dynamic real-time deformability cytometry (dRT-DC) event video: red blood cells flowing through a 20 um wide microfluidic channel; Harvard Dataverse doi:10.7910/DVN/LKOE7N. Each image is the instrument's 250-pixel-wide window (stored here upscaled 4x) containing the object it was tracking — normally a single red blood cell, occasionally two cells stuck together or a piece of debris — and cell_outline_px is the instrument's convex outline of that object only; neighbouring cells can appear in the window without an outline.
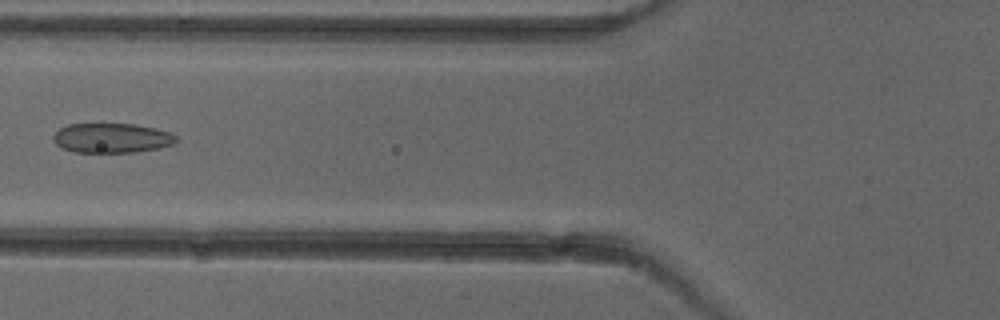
{"species": "common noctule bat (a hibernating species)", "species_latin": "Nyctalus noctula", "temperature_condition": "cold", "stored_images_in_passage": 6, "camera_frame_rate_fps": 3000, "um_per_image_px": 0.085, "animal": {"sex": "female"}, "frame": {"image": 1, "passage_image": 5, "time_ms": 4.667, "image_size_px": [1000, 320], "cell_outline_px": [[176, 140], [172, 144], [160, 148], [132, 152], [76, 152], [60, 148], [52, 140], [52, 136], [60, 128], [68, 124], [136, 124], [156, 128], [168, 132], [176, 136]], "centroid_in_image_um": [9.46, 11.73], "position_along_channel_um": 116.3, "area_um2": 21.21}}
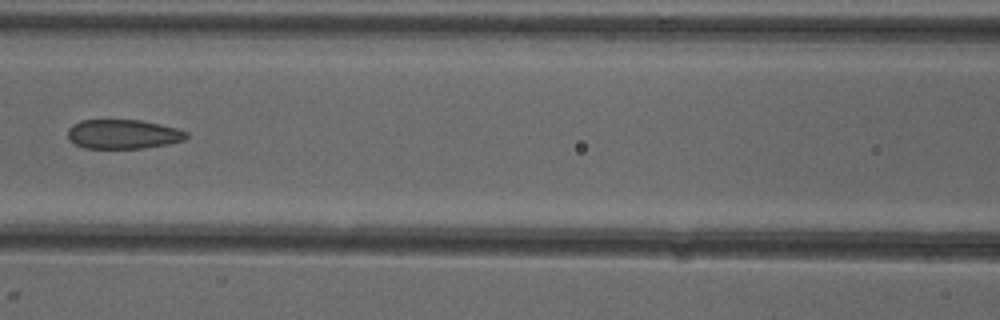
{"frame": {"image": 2, "passage_image": 6, "time_ms": 5.667, "image_size_px": [1000, 320], "cell_outline_px": [[188, 136], [184, 140], [168, 144], [140, 148], [84, 148], [76, 144], [68, 136], [68, 128], [72, 124], [80, 120], [140, 120], [160, 124], [176, 128], [188, 132]], "centroid_in_image_um": [10.47, 11.39], "position_along_channel_um": 156.1, "area_um2": 20.17}}